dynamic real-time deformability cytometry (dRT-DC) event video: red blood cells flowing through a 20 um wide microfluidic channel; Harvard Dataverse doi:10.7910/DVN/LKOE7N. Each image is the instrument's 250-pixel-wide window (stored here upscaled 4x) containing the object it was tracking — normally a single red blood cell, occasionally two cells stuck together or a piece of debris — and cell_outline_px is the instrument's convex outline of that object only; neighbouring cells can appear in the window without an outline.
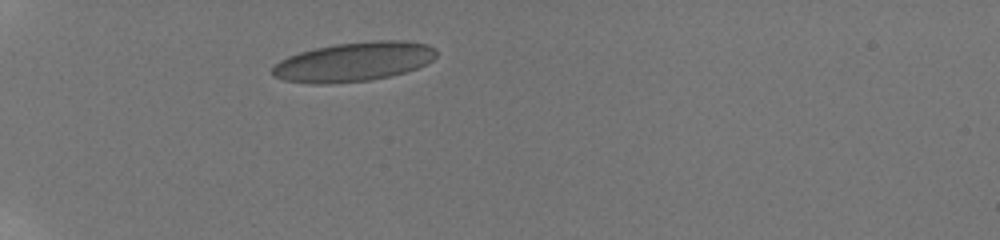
{"species": "human", "species_latin": "Homo sapiens", "temperature_condition": "room temperature", "stored_images_in_passage": 6, "camera_frame_rate_fps": 3000, "um_per_image_px": 0.085, "donor": {"sex": "male"}, "frame": {"image": 1, "passage_image": 1, "time_ms": 0.0, "image_size_px": [1000, 240], "cell_outline_px": [[436, 56], [432, 60], [416, 68], [404, 72], [372, 80], [328, 84], [312, 84], [284, 80], [272, 76], [272, 68], [280, 60], [288, 56], [300, 52], [316, 48], [336, 44], [372, 40], [400, 40], [428, 44], [436, 48]], "centroid_in_image_um": [30.06, 5.25], "position_along_channel_um": 54.9, "area_um2": 37.51}}